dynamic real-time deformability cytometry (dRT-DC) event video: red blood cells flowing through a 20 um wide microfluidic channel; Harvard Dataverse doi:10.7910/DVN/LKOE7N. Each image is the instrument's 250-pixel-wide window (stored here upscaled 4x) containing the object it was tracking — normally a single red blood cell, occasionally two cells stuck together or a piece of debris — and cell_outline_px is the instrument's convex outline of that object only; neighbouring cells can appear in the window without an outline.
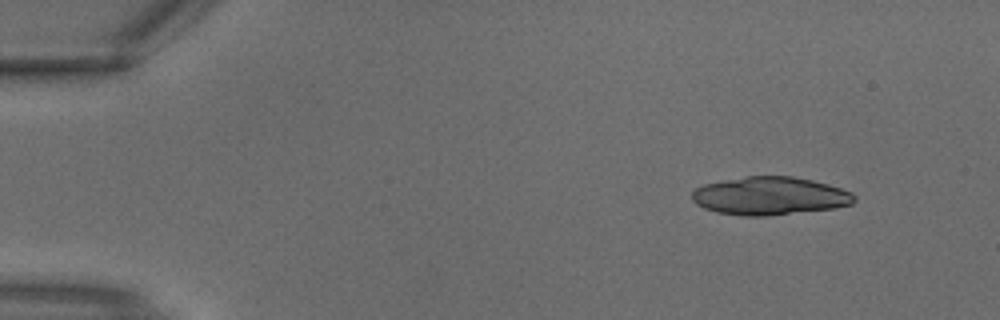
{"species": "common noctule bat (a hibernating species)", "species_latin": "Nyctalus noctula", "temperature_condition": "warm", "stored_images_in_passage": 3, "camera_frame_rate_fps": 3000, "um_per_image_px": 0.085, "animal": {"sex": "male", "body_mass_g": 18.8}, "frame": {"image": 1, "passage_image": 1, "time_ms": 0.0, "image_size_px": [1000, 320], "cell_outline_px": [[856, 200], [852, 204], [832, 208], [764, 216], [744, 216], [716, 212], [704, 208], [696, 204], [692, 200], [692, 192], [696, 188], [704, 184], [744, 176], [792, 176], [812, 180], [828, 184], [852, 192], [856, 196]], "centroid_in_image_um": [65.42, 16.65], "position_along_channel_um": 19.6, "area_um2": 35.95}}